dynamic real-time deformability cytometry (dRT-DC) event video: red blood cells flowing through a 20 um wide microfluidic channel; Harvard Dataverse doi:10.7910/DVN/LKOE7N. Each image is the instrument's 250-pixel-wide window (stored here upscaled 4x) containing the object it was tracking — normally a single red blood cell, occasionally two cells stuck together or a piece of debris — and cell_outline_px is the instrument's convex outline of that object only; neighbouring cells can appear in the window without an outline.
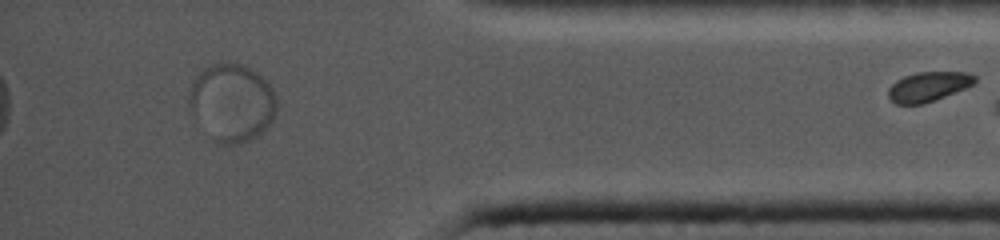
{"species": "common noctule bat (a hibernating species)", "species_latin": "Nyctalus noctula", "temperature_condition": "cold", "stored_images_in_passage": 31, "segment_of_instrument_passage": [2, 2], "camera_frame_rate_fps": 5000, "um_per_image_px": 0.085, "animal": {"sex": "female", "body_mass_g": 19.0, "forearm_length_mm": 56.7}, "frame": {"image": 1, "passage_image": 31, "time_ms": 13.0, "image_size_px": [1000, 240], "cell_outline_px": [[976, 80], [972, 84], [964, 88], [924, 104], [896, 104], [888, 96], [888, 88], [896, 80], [904, 76], [916, 72], [968, 72], [976, 76]], "centroid_in_image_um": [78.88, 7.35], "position_along_channel_um": 356.3, "area_um2": 14.8}}